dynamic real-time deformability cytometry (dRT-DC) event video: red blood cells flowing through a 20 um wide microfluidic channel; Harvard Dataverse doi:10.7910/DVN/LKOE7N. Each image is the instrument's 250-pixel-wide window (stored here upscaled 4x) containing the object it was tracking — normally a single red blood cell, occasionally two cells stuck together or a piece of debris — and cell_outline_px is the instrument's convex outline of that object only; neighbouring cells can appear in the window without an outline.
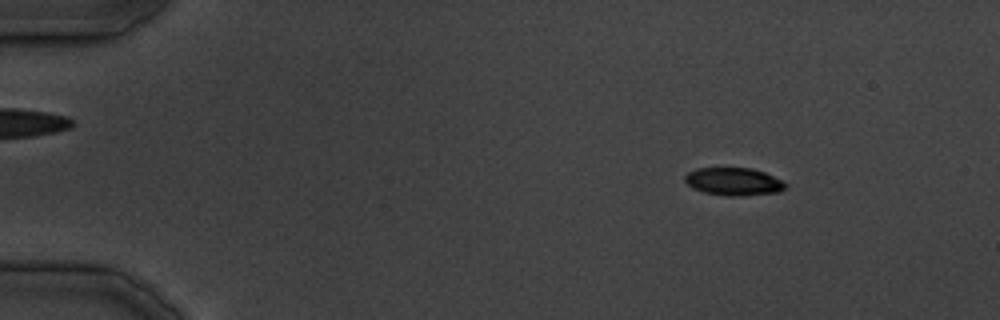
{"species": "common noctule bat (a hibernating species)", "species_latin": "Nyctalus noctula", "temperature_condition": "cold", "stored_images_in_passage": 36, "camera_frame_rate_fps": 3000, "um_per_image_px": 0.085, "animal": {"sex": "male", "body_mass_g": 19.5, "forearm_length_mm": 54.6}, "frame": {"image": 1, "passage_image": 4, "time_ms": 4.333, "image_size_px": [1000, 320], "cell_outline_px": [[788, 188], [780, 192], [744, 196], [728, 196], [704, 192], [692, 188], [684, 180], [684, 176], [688, 172], [696, 168], [752, 168], [764, 172], [788, 184]], "centroid_in_image_um": [62.38, 15.44], "position_along_channel_um": 22.6, "area_um2": 16.42}}
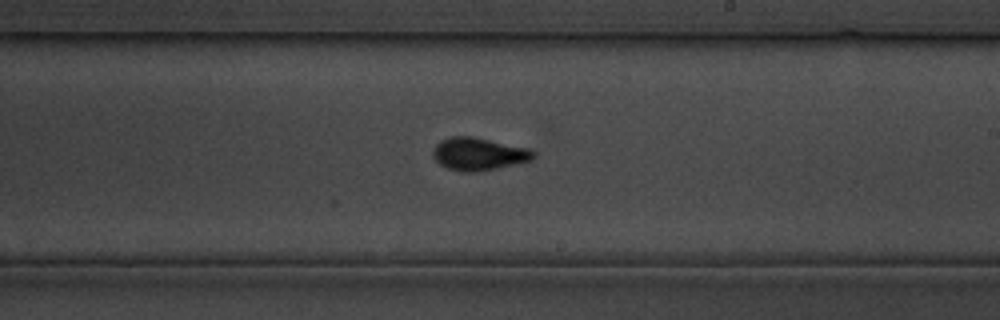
{"frame": {"image": 2, "passage_image": 22, "time_ms": 25.667, "image_size_px": [1000, 320], "cell_outline_px": [[536, 156], [532, 160], [496, 168], [476, 172], [460, 172], [448, 168], [440, 164], [432, 156], [432, 152], [436, 144], [440, 140], [452, 136], [472, 136], [532, 148], [536, 152]], "centroid_in_image_um": [40.71, 13.07], "position_along_channel_um": 248.3, "area_um2": 19.36}}
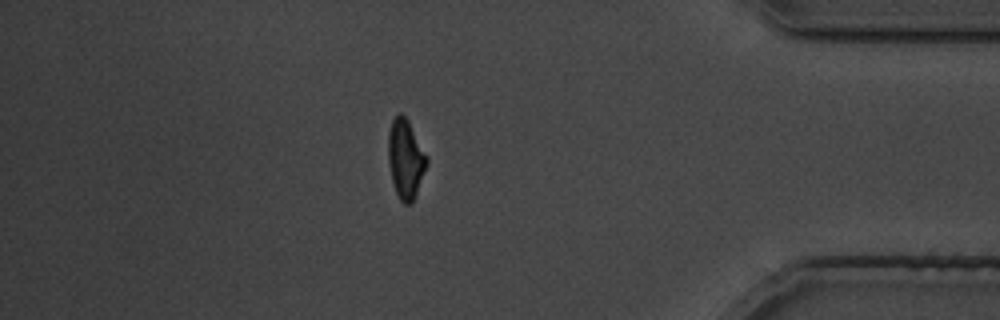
{"frame": {"image": 3, "passage_image": 32, "time_ms": 38.0, "image_size_px": [1000, 320], "cell_outline_px": [[428, 164], [416, 196], [412, 204], [404, 204], [400, 200], [396, 192], [392, 180], [388, 160], [388, 132], [392, 120], [400, 112], [408, 120], [428, 156]], "centroid_in_image_um": [34.49, 13.53], "position_along_channel_um": 400.7, "area_um2": 17.98}}